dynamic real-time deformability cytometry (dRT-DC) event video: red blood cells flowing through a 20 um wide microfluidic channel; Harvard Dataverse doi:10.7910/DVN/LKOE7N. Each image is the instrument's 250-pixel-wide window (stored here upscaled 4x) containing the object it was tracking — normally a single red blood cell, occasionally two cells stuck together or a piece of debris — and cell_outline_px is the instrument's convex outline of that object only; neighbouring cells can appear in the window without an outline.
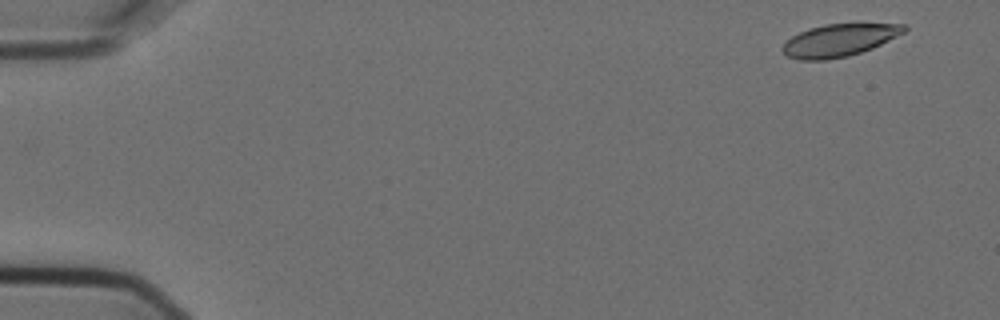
{"species": "Egyptian fruit bat (a non-hibernating species)", "species_latin": "Rousettus aegyptiacus", "temperature_condition": "cold", "stored_images_in_passage": 5, "camera_frame_rate_fps": 3000, "um_per_image_px": 0.085, "animal": {"sex": "female"}, "frame": {"image": 1, "passage_image": 1, "time_ms": 0.0, "image_size_px": [1000, 320], "cell_outline_px": [[908, 28], [904, 32], [872, 48], [848, 56], [824, 60], [800, 60], [788, 56], [780, 48], [792, 36], [800, 32], [824, 24], [856, 20], [860, 20], [908, 24]], "centroid_in_image_um": [71.44, 3.34], "position_along_channel_um": 13.6, "area_um2": 23.87}}
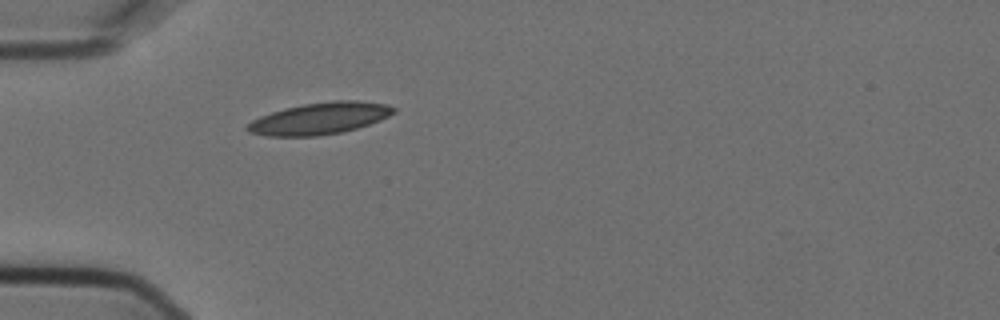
{"frame": {"image": 2, "passage_image": 5, "time_ms": 1.333, "image_size_px": [1000, 320], "cell_outline_px": [[396, 112], [380, 120], [344, 132], [316, 136], [264, 136], [248, 132], [244, 128], [252, 120], [260, 116], [284, 108], [304, 104], [332, 100], [356, 100], [388, 104], [396, 108]], "centroid_in_image_um": [27.17, 10.06], "position_along_channel_um": 57.8, "area_um2": 27.22}}